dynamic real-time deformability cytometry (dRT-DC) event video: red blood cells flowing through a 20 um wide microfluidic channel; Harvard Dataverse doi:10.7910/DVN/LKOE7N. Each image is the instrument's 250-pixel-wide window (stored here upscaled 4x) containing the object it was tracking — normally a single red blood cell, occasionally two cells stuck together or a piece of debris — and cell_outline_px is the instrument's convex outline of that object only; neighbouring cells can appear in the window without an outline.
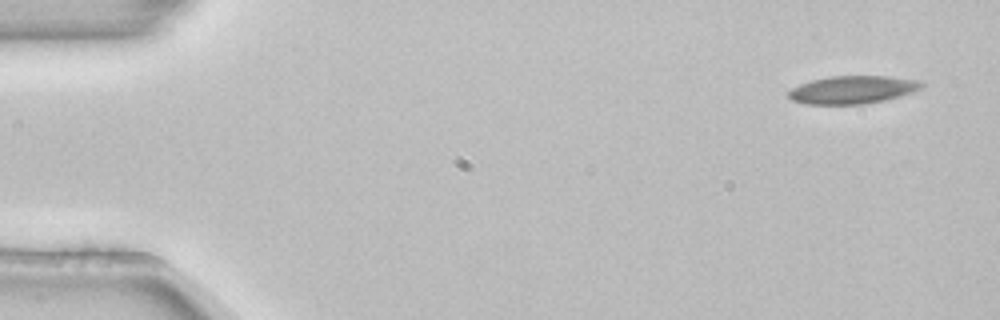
{"species": "common noctule bat (a hibernating species)", "species_latin": "Nyctalus noctula", "temperature_condition": "room temperature", "stored_images_in_passage": 5, "segment_of_instrument_passage": [1, 2], "camera_frame_rate_fps": 3000, "um_per_image_px": 0.085, "animal": {"sex": "female", "body_mass_g": 22.7, "forearm_length_mm": 54.2}, "frame": {"image": 1, "passage_image": 1, "time_ms": 0.0, "image_size_px": [1000, 320], "cell_outline_px": [[924, 84], [920, 88], [912, 92], [884, 100], [864, 104], [808, 104], [792, 100], [788, 96], [788, 92], [792, 88], [800, 84], [812, 80], [828, 76], [888, 76], [920, 80]], "centroid_in_image_um": [72.46, 7.62], "position_along_channel_um": 12.5, "area_um2": 21.5}}
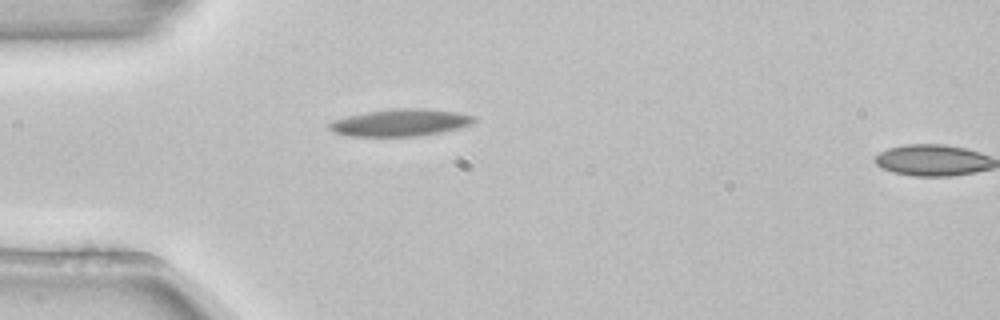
{"frame": {"image": 2, "passage_image": 4, "time_ms": 1.0, "image_size_px": [1000, 320], "cell_outline_px": [[476, 120], [472, 124], [460, 128], [420, 136], [352, 136], [332, 132], [328, 128], [328, 124], [332, 120], [348, 116], [368, 112], [396, 108], [424, 108], [456, 112], [476, 116]], "centroid_in_image_um": [34.05, 10.42], "position_along_channel_um": 50.9, "area_um2": 22.89}}